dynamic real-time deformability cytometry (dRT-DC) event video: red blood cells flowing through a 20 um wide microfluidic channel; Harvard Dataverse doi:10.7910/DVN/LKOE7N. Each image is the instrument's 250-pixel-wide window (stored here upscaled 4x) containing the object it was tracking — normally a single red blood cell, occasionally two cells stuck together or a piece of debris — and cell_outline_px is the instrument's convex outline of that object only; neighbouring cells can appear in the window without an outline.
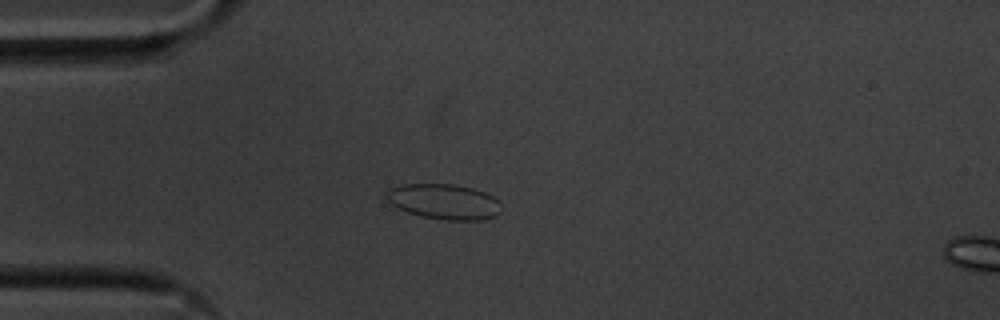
{"species": "common noctule bat (a hibernating species)", "species_latin": "Nyctalus noctula", "temperature_condition": "cold", "stored_images_in_passage": 42, "camera_frame_rate_fps": 3000, "um_per_image_px": 0.085, "animal": {"sex": "male", "body_mass_g": 20.1, "forearm_length_mm": 53.5}, "frame": {"image": 1, "passage_image": 1, "time_ms": 0.0, "image_size_px": [1000, 320], "cell_outline_px": [[504, 208], [496, 216], [480, 220], [444, 220], [424, 216], [408, 212], [396, 208], [388, 200], [388, 188], [404, 184], [452, 184], [472, 188], [484, 192], [500, 200]], "centroid_in_image_um": [37.81, 17.14], "position_along_channel_um": 47.2, "area_um2": 23.7}}
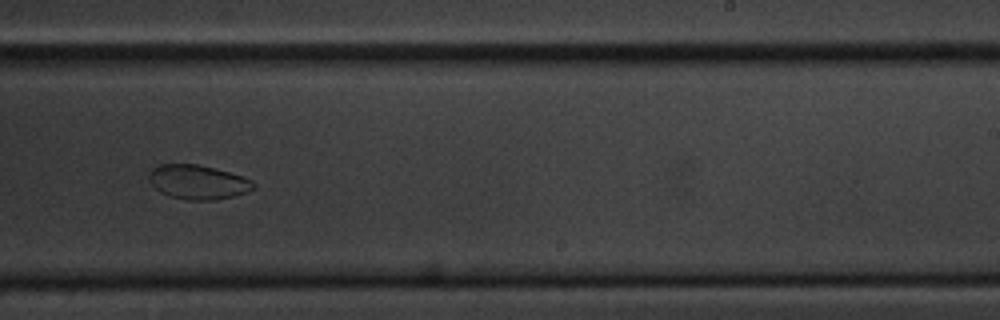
{"frame": {"image": 2, "passage_image": 21, "time_ms": 6.667, "image_size_px": [1000, 320], "cell_outline_px": [[256, 188], [232, 196], [216, 200], [188, 200], [168, 196], [160, 192], [148, 180], [148, 176], [152, 168], [160, 164], [196, 164], [228, 172], [252, 180], [256, 184]], "centroid_in_image_um": [16.79, 15.48], "position_along_channel_um": 272.2, "area_um2": 20.75}}
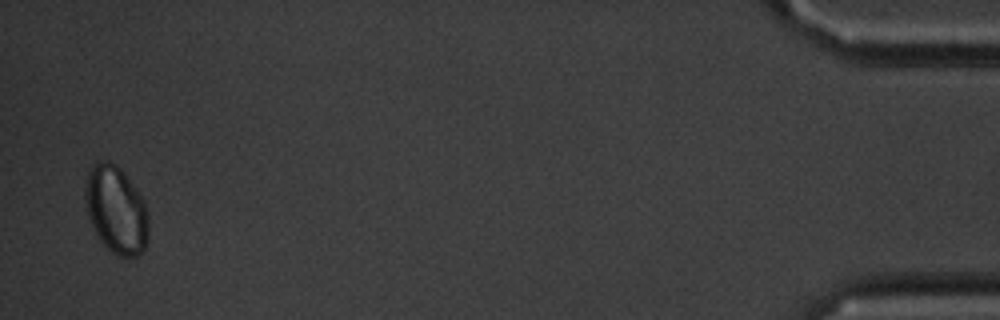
{"frame": {"image": 3, "passage_image": 41, "time_ms": 13.333, "image_size_px": [1000, 320], "cell_outline_px": [[148, 240], [144, 252], [136, 256], [120, 256], [112, 252], [100, 240], [92, 228], [84, 204], [84, 184], [88, 172], [92, 164], [100, 160], [108, 160], [116, 164], [120, 168], [144, 200], [148, 212]], "centroid_in_image_um": [9.85, 17.82], "position_along_channel_um": 425.3, "area_um2": 32.77}, "authors_computed_cell_mechanics": {"area_um2": 22.542, "velocity_mm_per_s": 3.575, "shape_relaxation_time_tau1_ms": 4.0813, "shape_relaxation_time_tau2_ms": null, "deformation_change_tau1": 0.0762, "deformation_change_tau2": null}}